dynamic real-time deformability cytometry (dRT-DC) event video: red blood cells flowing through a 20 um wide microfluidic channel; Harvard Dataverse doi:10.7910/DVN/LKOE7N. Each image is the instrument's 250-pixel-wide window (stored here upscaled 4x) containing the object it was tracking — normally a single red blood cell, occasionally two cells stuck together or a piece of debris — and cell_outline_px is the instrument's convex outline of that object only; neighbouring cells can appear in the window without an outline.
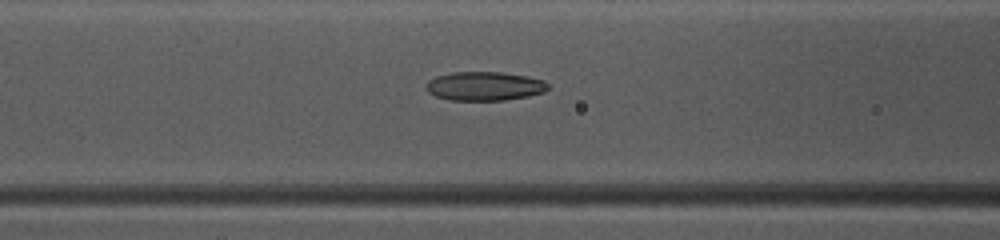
{"species": "common noctule bat (a hibernating species)", "species_latin": "Nyctalus noctula", "temperature_condition": "warm", "stored_images_in_passage": 39, "camera_frame_rate_fps": 3000, "um_per_image_px": 0.085, "animal": {"sex": "female", "body_mass_g": 10.0, "forearm_length_mm": 53.1}, "frame": {"image": 1, "passage_image": 11, "time_ms": 3.333, "image_size_px": [1000, 240], "cell_outline_px": [[548, 88], [544, 92], [528, 96], [504, 100], [448, 100], [436, 96], [428, 92], [424, 88], [428, 80], [436, 76], [452, 72], [500, 72], [528, 76], [544, 80], [548, 84]], "centroid_in_image_um": [41.16, 7.32], "position_along_channel_um": 125.4, "area_um2": 20.63}}
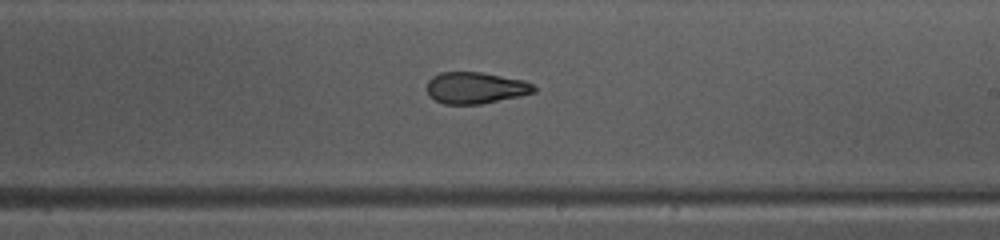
{"frame": {"image": 2, "passage_image": 20, "time_ms": 6.333, "image_size_px": [1000, 240], "cell_outline_px": [[536, 92], [520, 96], [480, 104], [444, 104], [428, 96], [428, 80], [432, 76], [440, 72], [480, 72], [524, 80], [532, 84], [536, 88]], "centroid_in_image_um": [40.42, 7.47], "position_along_channel_um": 248.6, "area_um2": 19.65}}
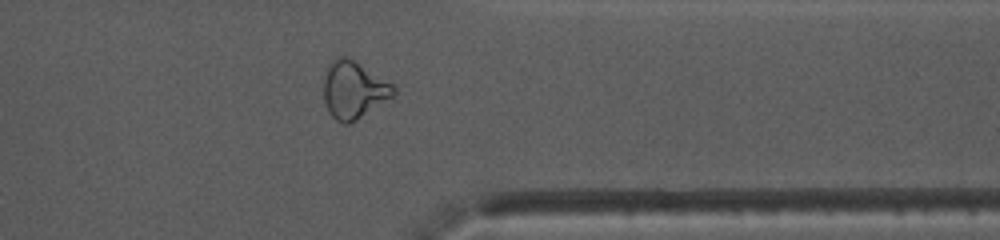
{"frame": {"image": 3, "passage_image": 30, "time_ms": 9.667, "image_size_px": [1000, 240], "cell_outline_px": [[396, 96], [356, 120], [348, 124], [344, 124], [336, 120], [328, 112], [324, 100], [324, 76], [328, 64], [336, 56], [348, 56], [392, 84], [396, 88]], "centroid_in_image_um": [30.06, 7.64], "position_along_channel_um": 381.3, "area_um2": 23.58}}